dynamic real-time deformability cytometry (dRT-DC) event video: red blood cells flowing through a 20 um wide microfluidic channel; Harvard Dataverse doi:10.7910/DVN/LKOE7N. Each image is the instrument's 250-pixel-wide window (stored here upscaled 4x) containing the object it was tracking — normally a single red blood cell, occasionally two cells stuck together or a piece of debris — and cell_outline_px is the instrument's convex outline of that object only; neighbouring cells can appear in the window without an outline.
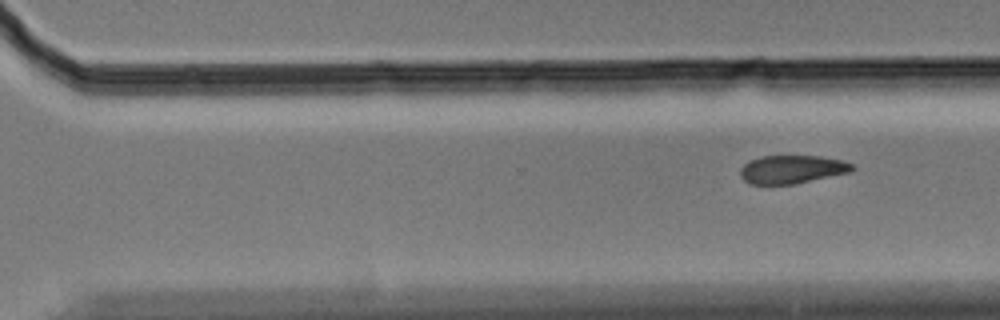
{"species": "Egyptian fruit bat (a non-hibernating species)", "species_latin": "Rousettus aegyptiacus", "temperature_condition": "cold", "stored_images_in_passage": 8, "segment_of_instrument_passage": [2, 2], "camera_frame_rate_fps": 3000, "um_per_image_px": 0.085, "animal": {"sex": "male"}, "frame": {"image": 1, "passage_image": 8, "time_ms": 2.333, "image_size_px": [1000, 320], "cell_outline_px": [[856, 168], [852, 172], [796, 184], [748, 184], [740, 176], [740, 168], [748, 160], [760, 156], [820, 156], [844, 160], [852, 164]], "centroid_in_image_um": [67.34, 14.39], "position_along_channel_um": 303.3, "area_um2": 18.79}}